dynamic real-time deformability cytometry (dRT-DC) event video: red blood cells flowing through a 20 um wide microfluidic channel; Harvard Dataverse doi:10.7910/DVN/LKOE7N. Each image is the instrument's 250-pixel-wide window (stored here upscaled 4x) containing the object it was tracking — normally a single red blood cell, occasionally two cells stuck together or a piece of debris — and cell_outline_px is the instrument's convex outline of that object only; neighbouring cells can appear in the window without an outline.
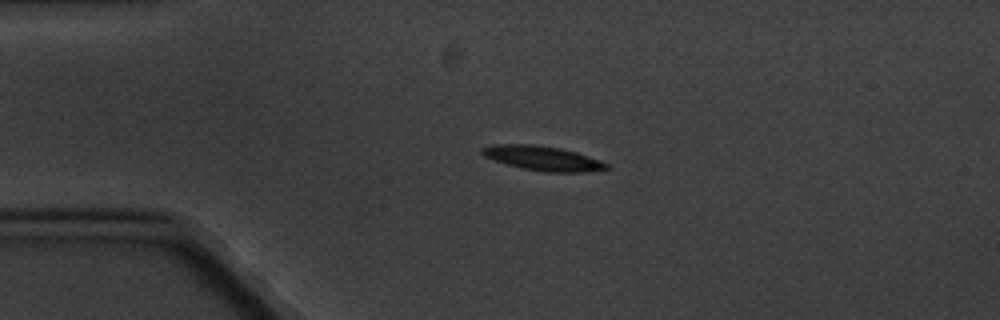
{"species": "common noctule bat (a hibernating species)", "species_latin": "Nyctalus noctula", "temperature_condition": "cold", "stored_images_in_passage": 4, "camera_frame_rate_fps": 3000, "um_per_image_px": 0.085, "animal": {"sex": "male", "body_mass_g": 20.1, "forearm_length_mm": 53.5}, "frame": {"image": 1, "passage_image": 3, "time_ms": 2.333, "image_size_px": [1000, 320], "cell_outline_px": [[612, 168], [584, 172], [544, 172], [524, 168], [492, 160], [484, 156], [480, 152], [480, 148], [496, 144], [536, 144], [560, 148], [576, 152], [588, 156], [608, 164]], "centroid_in_image_um": [46.12, 13.44], "position_along_channel_um": 38.9, "area_um2": 17.74}}
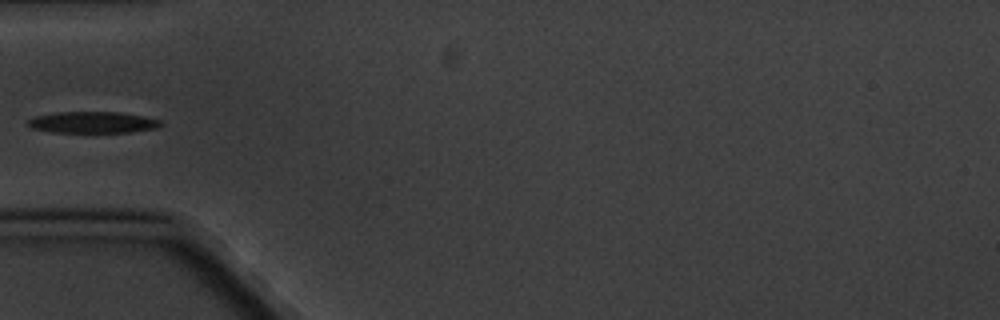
{"frame": {"image": 2, "passage_image": 4, "time_ms": 4.333, "image_size_px": [1000, 320], "cell_outline_px": [[164, 124], [156, 128], [132, 132], [52, 132], [32, 128], [24, 124], [28, 120], [36, 116], [56, 112], [120, 112], [160, 120]], "centroid_in_image_um": [7.85, 10.4], "position_along_channel_um": 77.1, "area_um2": 16.53}}